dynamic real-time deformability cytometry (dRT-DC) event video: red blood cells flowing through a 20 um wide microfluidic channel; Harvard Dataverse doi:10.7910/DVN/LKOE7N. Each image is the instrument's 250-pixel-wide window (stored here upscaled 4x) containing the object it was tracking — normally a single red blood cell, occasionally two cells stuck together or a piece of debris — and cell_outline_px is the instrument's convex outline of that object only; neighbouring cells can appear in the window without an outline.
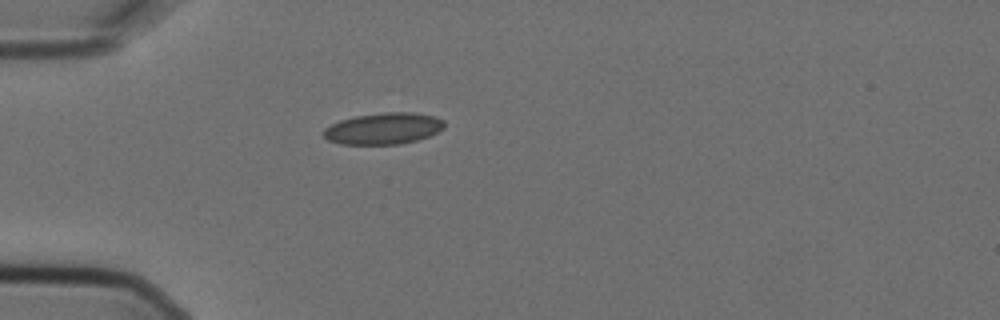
{"species": "Egyptian fruit bat (a non-hibernating species)", "species_latin": "Rousettus aegyptiacus", "temperature_condition": "cold", "stored_images_in_passage": 2, "camera_frame_rate_fps": 3000, "um_per_image_px": 0.085, "animal": {"sex": "female"}, "frame": {"image": 1, "passage_image": 1, "time_ms": 0.0, "image_size_px": [1000, 320], "cell_outline_px": [[444, 128], [428, 136], [416, 140], [400, 144], [340, 144], [328, 140], [324, 136], [324, 128], [340, 120], [356, 116], [384, 112], [412, 112], [436, 116], [444, 120]], "centroid_in_image_um": [32.61, 10.92], "position_along_channel_um": 52.4, "area_um2": 22.08}}